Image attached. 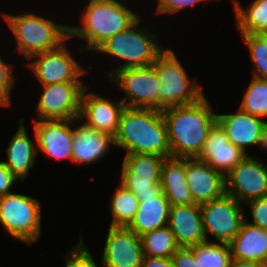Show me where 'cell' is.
Returning a JSON list of instances; mask_svg holds the SVG:
<instances>
[{
  "label": "cell",
  "instance_id": "obj_16",
  "mask_svg": "<svg viewBox=\"0 0 267 267\" xmlns=\"http://www.w3.org/2000/svg\"><path fill=\"white\" fill-rule=\"evenodd\" d=\"M88 88L81 95L79 119H86L84 123L98 132L115 136L125 104L122 100L112 101L94 92L89 93Z\"/></svg>",
  "mask_w": 267,
  "mask_h": 267
},
{
  "label": "cell",
  "instance_id": "obj_29",
  "mask_svg": "<svg viewBox=\"0 0 267 267\" xmlns=\"http://www.w3.org/2000/svg\"><path fill=\"white\" fill-rule=\"evenodd\" d=\"M190 249L201 267H230L233 259L228 244L204 242Z\"/></svg>",
  "mask_w": 267,
  "mask_h": 267
},
{
  "label": "cell",
  "instance_id": "obj_8",
  "mask_svg": "<svg viewBox=\"0 0 267 267\" xmlns=\"http://www.w3.org/2000/svg\"><path fill=\"white\" fill-rule=\"evenodd\" d=\"M164 159L152 154H126L120 184L132 191L139 202L157 197L162 192L160 174Z\"/></svg>",
  "mask_w": 267,
  "mask_h": 267
},
{
  "label": "cell",
  "instance_id": "obj_21",
  "mask_svg": "<svg viewBox=\"0 0 267 267\" xmlns=\"http://www.w3.org/2000/svg\"><path fill=\"white\" fill-rule=\"evenodd\" d=\"M110 145L115 144V137L98 132L96 129L81 123L73 128L72 162L77 164H91L106 155Z\"/></svg>",
  "mask_w": 267,
  "mask_h": 267
},
{
  "label": "cell",
  "instance_id": "obj_15",
  "mask_svg": "<svg viewBox=\"0 0 267 267\" xmlns=\"http://www.w3.org/2000/svg\"><path fill=\"white\" fill-rule=\"evenodd\" d=\"M102 254L103 267H140L141 238L128 227L110 226Z\"/></svg>",
  "mask_w": 267,
  "mask_h": 267
},
{
  "label": "cell",
  "instance_id": "obj_2",
  "mask_svg": "<svg viewBox=\"0 0 267 267\" xmlns=\"http://www.w3.org/2000/svg\"><path fill=\"white\" fill-rule=\"evenodd\" d=\"M114 137L116 146L126 154L171 157L167 126L160 110L125 107Z\"/></svg>",
  "mask_w": 267,
  "mask_h": 267
},
{
  "label": "cell",
  "instance_id": "obj_22",
  "mask_svg": "<svg viewBox=\"0 0 267 267\" xmlns=\"http://www.w3.org/2000/svg\"><path fill=\"white\" fill-rule=\"evenodd\" d=\"M160 185L170 206L195 204L186 180V158L164 159L161 166Z\"/></svg>",
  "mask_w": 267,
  "mask_h": 267
},
{
  "label": "cell",
  "instance_id": "obj_37",
  "mask_svg": "<svg viewBox=\"0 0 267 267\" xmlns=\"http://www.w3.org/2000/svg\"><path fill=\"white\" fill-rule=\"evenodd\" d=\"M17 177L5 166L3 161H0V197L12 193V189Z\"/></svg>",
  "mask_w": 267,
  "mask_h": 267
},
{
  "label": "cell",
  "instance_id": "obj_20",
  "mask_svg": "<svg viewBox=\"0 0 267 267\" xmlns=\"http://www.w3.org/2000/svg\"><path fill=\"white\" fill-rule=\"evenodd\" d=\"M247 155L229 142L226 133L216 122L208 132L198 159L226 175Z\"/></svg>",
  "mask_w": 267,
  "mask_h": 267
},
{
  "label": "cell",
  "instance_id": "obj_11",
  "mask_svg": "<svg viewBox=\"0 0 267 267\" xmlns=\"http://www.w3.org/2000/svg\"><path fill=\"white\" fill-rule=\"evenodd\" d=\"M42 94L33 120L77 119L80 115L83 82L42 85Z\"/></svg>",
  "mask_w": 267,
  "mask_h": 267
},
{
  "label": "cell",
  "instance_id": "obj_36",
  "mask_svg": "<svg viewBox=\"0 0 267 267\" xmlns=\"http://www.w3.org/2000/svg\"><path fill=\"white\" fill-rule=\"evenodd\" d=\"M174 267H201L196 261L194 252L190 248H179L172 256Z\"/></svg>",
  "mask_w": 267,
  "mask_h": 267
},
{
  "label": "cell",
  "instance_id": "obj_9",
  "mask_svg": "<svg viewBox=\"0 0 267 267\" xmlns=\"http://www.w3.org/2000/svg\"><path fill=\"white\" fill-rule=\"evenodd\" d=\"M110 81L118 85L126 95L122 99L125 107L158 110L161 82L153 66L119 70Z\"/></svg>",
  "mask_w": 267,
  "mask_h": 267
},
{
  "label": "cell",
  "instance_id": "obj_18",
  "mask_svg": "<svg viewBox=\"0 0 267 267\" xmlns=\"http://www.w3.org/2000/svg\"><path fill=\"white\" fill-rule=\"evenodd\" d=\"M186 180L195 204L202 205L226 193L225 174L198 158H186Z\"/></svg>",
  "mask_w": 267,
  "mask_h": 267
},
{
  "label": "cell",
  "instance_id": "obj_4",
  "mask_svg": "<svg viewBox=\"0 0 267 267\" xmlns=\"http://www.w3.org/2000/svg\"><path fill=\"white\" fill-rule=\"evenodd\" d=\"M17 41V51L30 59L32 56L58 48L69 40V25L44 18L31 12L21 15L3 13Z\"/></svg>",
  "mask_w": 267,
  "mask_h": 267
},
{
  "label": "cell",
  "instance_id": "obj_39",
  "mask_svg": "<svg viewBox=\"0 0 267 267\" xmlns=\"http://www.w3.org/2000/svg\"><path fill=\"white\" fill-rule=\"evenodd\" d=\"M230 267H267V264L257 261H241L232 259Z\"/></svg>",
  "mask_w": 267,
  "mask_h": 267
},
{
  "label": "cell",
  "instance_id": "obj_6",
  "mask_svg": "<svg viewBox=\"0 0 267 267\" xmlns=\"http://www.w3.org/2000/svg\"><path fill=\"white\" fill-rule=\"evenodd\" d=\"M159 76L161 86L158 93V110L172 106L191 105L205 95L197 81L187 77L176 54L172 49H165L152 64Z\"/></svg>",
  "mask_w": 267,
  "mask_h": 267
},
{
  "label": "cell",
  "instance_id": "obj_10",
  "mask_svg": "<svg viewBox=\"0 0 267 267\" xmlns=\"http://www.w3.org/2000/svg\"><path fill=\"white\" fill-rule=\"evenodd\" d=\"M200 209L206 240L209 233L218 243L229 245L245 220L240 202L227 193L200 205Z\"/></svg>",
  "mask_w": 267,
  "mask_h": 267
},
{
  "label": "cell",
  "instance_id": "obj_24",
  "mask_svg": "<svg viewBox=\"0 0 267 267\" xmlns=\"http://www.w3.org/2000/svg\"><path fill=\"white\" fill-rule=\"evenodd\" d=\"M26 130L24 120L21 119L16 134L6 149L8 160L3 161L18 180L22 181L28 176L30 168L34 166L35 157L38 154L37 146H34Z\"/></svg>",
  "mask_w": 267,
  "mask_h": 267
},
{
  "label": "cell",
  "instance_id": "obj_12",
  "mask_svg": "<svg viewBox=\"0 0 267 267\" xmlns=\"http://www.w3.org/2000/svg\"><path fill=\"white\" fill-rule=\"evenodd\" d=\"M65 43L54 50L32 56L29 60H35L26 64L41 85L83 82L79 79L85 74L86 70L79 65L70 51L67 50Z\"/></svg>",
  "mask_w": 267,
  "mask_h": 267
},
{
  "label": "cell",
  "instance_id": "obj_34",
  "mask_svg": "<svg viewBox=\"0 0 267 267\" xmlns=\"http://www.w3.org/2000/svg\"><path fill=\"white\" fill-rule=\"evenodd\" d=\"M252 221L251 225L267 230V196L248 201Z\"/></svg>",
  "mask_w": 267,
  "mask_h": 267
},
{
  "label": "cell",
  "instance_id": "obj_7",
  "mask_svg": "<svg viewBox=\"0 0 267 267\" xmlns=\"http://www.w3.org/2000/svg\"><path fill=\"white\" fill-rule=\"evenodd\" d=\"M0 223L21 242L34 243L41 237V204L38 199L18 193L0 197Z\"/></svg>",
  "mask_w": 267,
  "mask_h": 267
},
{
  "label": "cell",
  "instance_id": "obj_38",
  "mask_svg": "<svg viewBox=\"0 0 267 267\" xmlns=\"http://www.w3.org/2000/svg\"><path fill=\"white\" fill-rule=\"evenodd\" d=\"M140 267H174L171 257H148L144 256Z\"/></svg>",
  "mask_w": 267,
  "mask_h": 267
},
{
  "label": "cell",
  "instance_id": "obj_31",
  "mask_svg": "<svg viewBox=\"0 0 267 267\" xmlns=\"http://www.w3.org/2000/svg\"><path fill=\"white\" fill-rule=\"evenodd\" d=\"M254 65L253 77L267 80V34L242 35Z\"/></svg>",
  "mask_w": 267,
  "mask_h": 267
},
{
  "label": "cell",
  "instance_id": "obj_27",
  "mask_svg": "<svg viewBox=\"0 0 267 267\" xmlns=\"http://www.w3.org/2000/svg\"><path fill=\"white\" fill-rule=\"evenodd\" d=\"M140 238L143 256L167 258L180 248L168 225L144 233Z\"/></svg>",
  "mask_w": 267,
  "mask_h": 267
},
{
  "label": "cell",
  "instance_id": "obj_28",
  "mask_svg": "<svg viewBox=\"0 0 267 267\" xmlns=\"http://www.w3.org/2000/svg\"><path fill=\"white\" fill-rule=\"evenodd\" d=\"M139 203L136 195L120 184L110 202L112 213L110 226L127 227L132 222L139 208Z\"/></svg>",
  "mask_w": 267,
  "mask_h": 267
},
{
  "label": "cell",
  "instance_id": "obj_32",
  "mask_svg": "<svg viewBox=\"0 0 267 267\" xmlns=\"http://www.w3.org/2000/svg\"><path fill=\"white\" fill-rule=\"evenodd\" d=\"M80 239L76 248L73 246V249L65 256L66 267H98L89 252L90 250L84 244L82 236Z\"/></svg>",
  "mask_w": 267,
  "mask_h": 267
},
{
  "label": "cell",
  "instance_id": "obj_33",
  "mask_svg": "<svg viewBox=\"0 0 267 267\" xmlns=\"http://www.w3.org/2000/svg\"><path fill=\"white\" fill-rule=\"evenodd\" d=\"M13 65L4 62L0 57V106H10V92L15 84Z\"/></svg>",
  "mask_w": 267,
  "mask_h": 267
},
{
  "label": "cell",
  "instance_id": "obj_23",
  "mask_svg": "<svg viewBox=\"0 0 267 267\" xmlns=\"http://www.w3.org/2000/svg\"><path fill=\"white\" fill-rule=\"evenodd\" d=\"M229 246L233 259L267 264V230L249 224L246 216Z\"/></svg>",
  "mask_w": 267,
  "mask_h": 267
},
{
  "label": "cell",
  "instance_id": "obj_5",
  "mask_svg": "<svg viewBox=\"0 0 267 267\" xmlns=\"http://www.w3.org/2000/svg\"><path fill=\"white\" fill-rule=\"evenodd\" d=\"M140 22L139 18L127 30L108 38L95 50L125 61L109 72V78L125 68L152 66L165 50L156 40V34H149L147 30L139 28Z\"/></svg>",
  "mask_w": 267,
  "mask_h": 267
},
{
  "label": "cell",
  "instance_id": "obj_30",
  "mask_svg": "<svg viewBox=\"0 0 267 267\" xmlns=\"http://www.w3.org/2000/svg\"><path fill=\"white\" fill-rule=\"evenodd\" d=\"M239 108L253 116L267 117V80L252 77Z\"/></svg>",
  "mask_w": 267,
  "mask_h": 267
},
{
  "label": "cell",
  "instance_id": "obj_1",
  "mask_svg": "<svg viewBox=\"0 0 267 267\" xmlns=\"http://www.w3.org/2000/svg\"><path fill=\"white\" fill-rule=\"evenodd\" d=\"M167 126L171 157L198 158L208 132L217 122L204 96L191 105L172 106L162 111Z\"/></svg>",
  "mask_w": 267,
  "mask_h": 267
},
{
  "label": "cell",
  "instance_id": "obj_14",
  "mask_svg": "<svg viewBox=\"0 0 267 267\" xmlns=\"http://www.w3.org/2000/svg\"><path fill=\"white\" fill-rule=\"evenodd\" d=\"M217 123L235 147L247 154V148L260 145L267 151V122L260 117L244 112L238 107L237 113L217 114Z\"/></svg>",
  "mask_w": 267,
  "mask_h": 267
},
{
  "label": "cell",
  "instance_id": "obj_26",
  "mask_svg": "<svg viewBox=\"0 0 267 267\" xmlns=\"http://www.w3.org/2000/svg\"><path fill=\"white\" fill-rule=\"evenodd\" d=\"M233 2L236 27L241 35L267 34V0H254L247 10L238 0Z\"/></svg>",
  "mask_w": 267,
  "mask_h": 267
},
{
  "label": "cell",
  "instance_id": "obj_25",
  "mask_svg": "<svg viewBox=\"0 0 267 267\" xmlns=\"http://www.w3.org/2000/svg\"><path fill=\"white\" fill-rule=\"evenodd\" d=\"M170 204L163 192L155 198L140 202L139 208L127 226L138 236L167 226Z\"/></svg>",
  "mask_w": 267,
  "mask_h": 267
},
{
  "label": "cell",
  "instance_id": "obj_17",
  "mask_svg": "<svg viewBox=\"0 0 267 267\" xmlns=\"http://www.w3.org/2000/svg\"><path fill=\"white\" fill-rule=\"evenodd\" d=\"M80 119L33 120L37 147L50 158L72 160L73 126Z\"/></svg>",
  "mask_w": 267,
  "mask_h": 267
},
{
  "label": "cell",
  "instance_id": "obj_35",
  "mask_svg": "<svg viewBox=\"0 0 267 267\" xmlns=\"http://www.w3.org/2000/svg\"><path fill=\"white\" fill-rule=\"evenodd\" d=\"M206 0H158L156 12L158 14H174L182 9H185L189 5L192 6L196 3L203 2Z\"/></svg>",
  "mask_w": 267,
  "mask_h": 267
},
{
  "label": "cell",
  "instance_id": "obj_13",
  "mask_svg": "<svg viewBox=\"0 0 267 267\" xmlns=\"http://www.w3.org/2000/svg\"><path fill=\"white\" fill-rule=\"evenodd\" d=\"M226 193L238 202L267 196V165L247 155L225 175Z\"/></svg>",
  "mask_w": 267,
  "mask_h": 267
},
{
  "label": "cell",
  "instance_id": "obj_3",
  "mask_svg": "<svg viewBox=\"0 0 267 267\" xmlns=\"http://www.w3.org/2000/svg\"><path fill=\"white\" fill-rule=\"evenodd\" d=\"M140 17L117 0H90L81 18V27L69 26V38L84 39V50H96L108 38L127 30Z\"/></svg>",
  "mask_w": 267,
  "mask_h": 267
},
{
  "label": "cell",
  "instance_id": "obj_19",
  "mask_svg": "<svg viewBox=\"0 0 267 267\" xmlns=\"http://www.w3.org/2000/svg\"><path fill=\"white\" fill-rule=\"evenodd\" d=\"M180 248H191L208 242L205 237L200 205H172L168 224Z\"/></svg>",
  "mask_w": 267,
  "mask_h": 267
}]
</instances>
